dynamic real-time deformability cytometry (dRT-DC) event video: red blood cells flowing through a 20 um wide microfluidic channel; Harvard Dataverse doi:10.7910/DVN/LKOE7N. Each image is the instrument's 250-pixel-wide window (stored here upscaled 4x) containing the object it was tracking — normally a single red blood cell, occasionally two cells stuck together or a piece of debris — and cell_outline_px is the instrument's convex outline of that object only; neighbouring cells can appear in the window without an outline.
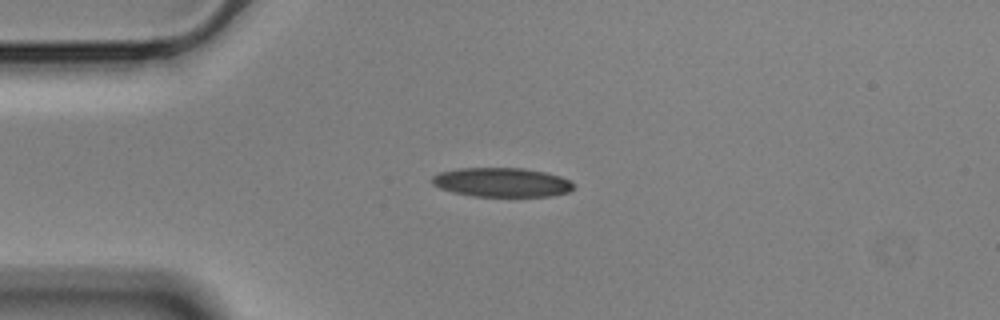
{"species": "Egyptian fruit bat (a non-hibernating species)", "species_latin": "Rousettus aegyptiacus", "temperature_condition": "cold", "stored_images_in_passage": 44, "camera_frame_rate_fps": 3000, "um_per_image_px": 0.085, "animal": {"sex": "male"}, "frame": {"image": 1, "passage_image": 1, "time_ms": 0.0, "image_size_px": [1000, 320], "cell_outline_px": [[576, 184], [568, 192], [552, 196], [472, 196], [452, 192], [440, 188], [432, 184], [432, 176], [440, 172], [460, 168], [524, 168], [544, 172], [560, 176]], "centroid_in_image_um": [42.64, 15.5], "position_along_channel_um": 42.4, "area_um2": 24.04}}
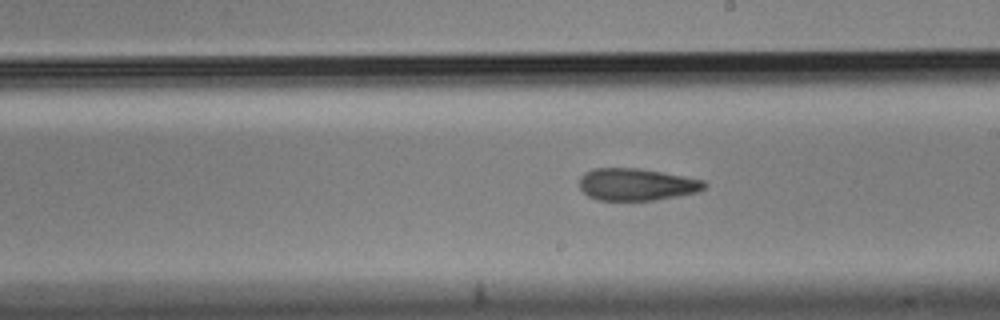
{"frame": {"image": 2, "passage_image": 19, "time_ms": 6.0, "image_size_px": [1000, 320], "cell_outline_px": [[708, 184], [704, 188], [696, 192], [656, 200], [600, 200], [588, 196], [580, 188], [580, 176], [584, 172], [592, 168], [640, 168], [684, 176], [704, 180]], "centroid_in_image_um": [54.09, 15.67], "position_along_channel_um": 234.9, "area_um2": 23.41}}
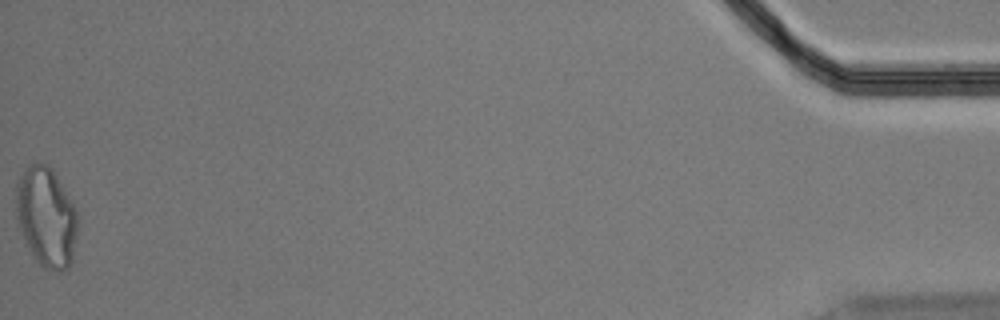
{"frame": {"image": 3, "passage_image": 44, "time_ms": 14.333, "image_size_px": [1000, 320], "cell_outline_px": [[80, 220], [72, 260], [68, 268], [60, 272], [52, 272], [44, 268], [36, 260], [28, 248], [16, 216], [16, 184], [20, 176], [28, 164], [48, 164], [56, 176], [76, 208]], "centroid_in_image_um": [3.96, 18.48], "position_along_channel_um": 431.2, "area_um2": 36.01}, "authors_computed_cell_mechanics": {"area_um2": 24.7673, "velocity_mm_per_s": 3.5387, "shape_relaxation_time_tau1_ms": null, "shape_relaxation_time_tau2_ms": 3.1985, "deformation_change_tau1": null, "deformation_change_tau2": 0.1021}}